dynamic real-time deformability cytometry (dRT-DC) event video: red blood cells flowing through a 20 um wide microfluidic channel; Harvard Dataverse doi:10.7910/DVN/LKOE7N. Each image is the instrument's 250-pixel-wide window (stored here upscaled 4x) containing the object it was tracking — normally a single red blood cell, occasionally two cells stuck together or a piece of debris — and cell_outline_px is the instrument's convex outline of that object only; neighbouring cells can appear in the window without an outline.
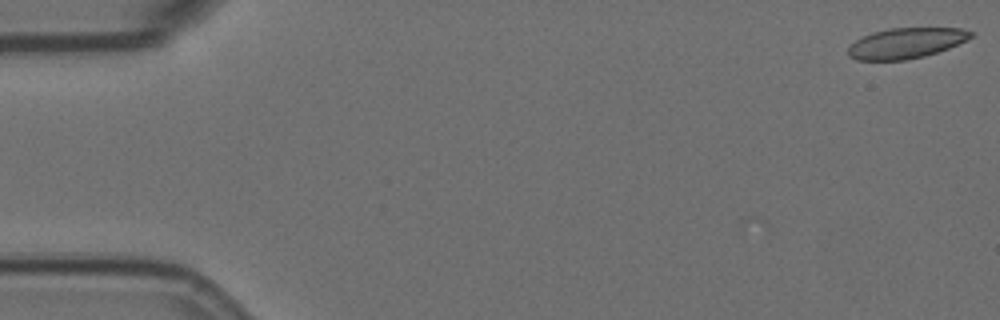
{"species": "Egyptian fruit bat (a non-hibernating species)", "species_latin": "Rousettus aegyptiacus", "temperature_condition": "room temperature", "stored_images_in_passage": 16, "camera_frame_rate_fps": 3000, "um_per_image_px": 0.085, "animal": {"sex": "female"}, "frame": {"image": 1, "passage_image": 1, "time_ms": 0.0, "image_size_px": [1000, 320], "cell_outline_px": [[976, 32], [972, 36], [948, 48], [924, 56], [904, 60], [856, 60], [848, 56], [848, 48], [856, 40], [872, 32], [888, 28], [960, 28]], "centroid_in_image_um": [76.99, 3.66], "position_along_channel_um": 8.0, "area_um2": 21.62}}